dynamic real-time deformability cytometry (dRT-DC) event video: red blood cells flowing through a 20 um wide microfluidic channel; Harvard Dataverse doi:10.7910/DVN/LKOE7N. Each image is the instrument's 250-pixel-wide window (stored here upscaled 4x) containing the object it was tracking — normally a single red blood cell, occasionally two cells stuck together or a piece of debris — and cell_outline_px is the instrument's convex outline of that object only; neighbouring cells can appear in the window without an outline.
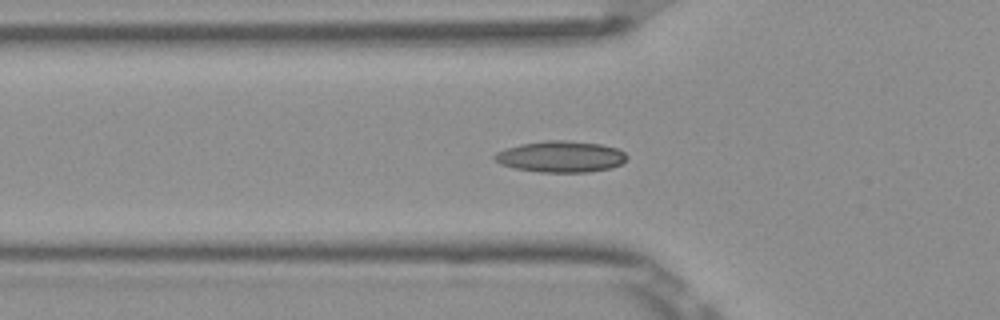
{"species": "Egyptian fruit bat (a non-hibernating species)", "species_latin": "Rousettus aegyptiacus", "temperature_condition": "room temperature", "stored_images_in_passage": 39, "segment_of_instrument_passage": [1, 2], "camera_frame_rate_fps": 3000, "um_per_image_px": 0.085, "frame": {"image": 1, "passage_image": 3, "time_ms": 0.667, "image_size_px": [1000, 320], "cell_outline_px": [[628, 156], [620, 164], [612, 168], [588, 172], [540, 172], [516, 168], [500, 164], [492, 156], [496, 152], [520, 144], [544, 140], [564, 140], [600, 144], [616, 148], [624, 152]], "centroid_in_image_um": [47.66, 13.31], "position_along_channel_um": 78.1, "area_um2": 23.99}}
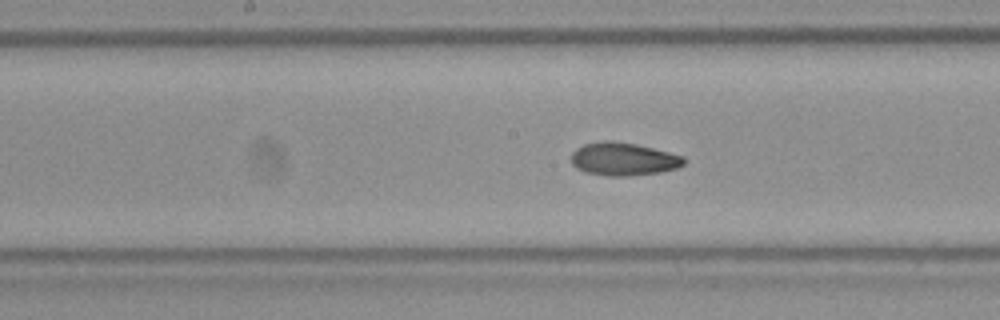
{"frame": {"image": 2, "passage_image": 12, "time_ms": 3.667, "image_size_px": [1000, 320], "cell_outline_px": [[684, 164], [676, 168], [660, 172], [628, 176], [608, 176], [584, 172], [576, 168], [572, 164], [572, 152], [576, 148], [584, 144], [604, 140], [612, 140], [636, 144], [684, 156]], "centroid_in_image_um": [52.96, 13.52], "position_along_channel_um": 195.2, "area_um2": 21.68}}
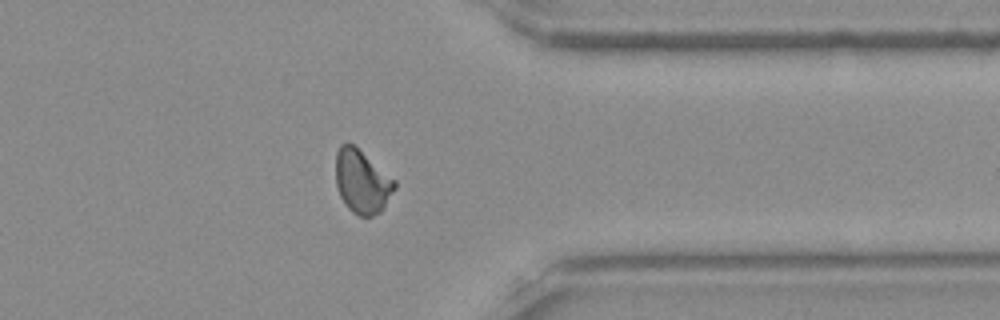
{"frame": {"image": 3, "passage_image": 27, "time_ms": 8.667, "image_size_px": [1000, 320], "cell_outline_px": [[396, 188], [384, 208], [380, 212], [372, 216], [360, 216], [352, 212], [348, 208], [340, 196], [336, 188], [336, 152], [340, 144], [352, 144], [396, 180]], "centroid_in_image_um": [30.77, 15.46], "position_along_channel_um": 380.6, "area_um2": 21.73}}